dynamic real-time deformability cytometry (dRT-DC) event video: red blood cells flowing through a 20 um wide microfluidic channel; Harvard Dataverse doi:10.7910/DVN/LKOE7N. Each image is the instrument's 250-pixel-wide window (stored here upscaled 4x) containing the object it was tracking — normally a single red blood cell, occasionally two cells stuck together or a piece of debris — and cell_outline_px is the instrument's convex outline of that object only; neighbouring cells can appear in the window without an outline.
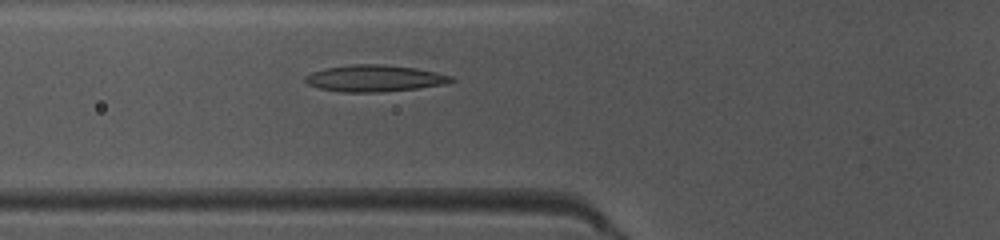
{"species": "common noctule bat (a hibernating species)", "species_latin": "Nyctalus noctula", "temperature_condition": "warm", "stored_images_in_passage": 43, "camera_frame_rate_fps": 3000, "um_per_image_px": 0.085, "animal": {"sex": "female", "body_mass_g": 10.0, "forearm_length_mm": 53.1}, "frame": {"image": 1, "passage_image": 18, "time_ms": 5.667, "image_size_px": [1000, 240], "cell_outline_px": [[456, 80], [444, 84], [416, 88], [380, 92], [344, 92], [320, 88], [308, 84], [304, 80], [304, 76], [312, 72], [324, 68], [352, 64], [380, 64], [416, 68], [436, 72], [452, 76]], "centroid_in_image_um": [31.82, 6.65], "position_along_channel_um": 94.0, "area_um2": 22.54}}
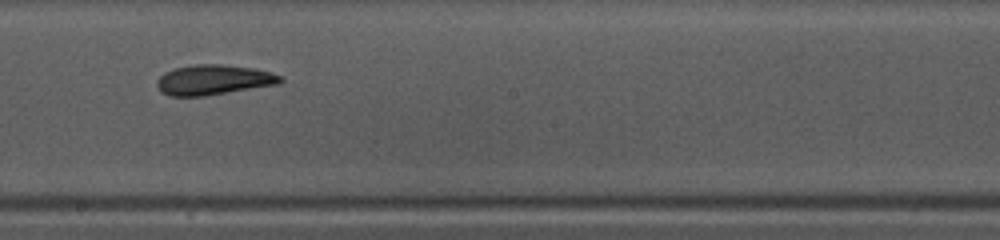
{"frame": {"image": 2, "passage_image": 28, "time_ms": 9.0, "image_size_px": [1000, 240], "cell_outline_px": [[284, 80], [280, 84], [204, 96], [168, 96], [160, 92], [156, 84], [156, 80], [164, 72], [172, 68], [192, 64], [224, 64], [256, 68], [272, 72], [280, 76]], "centroid_in_image_um": [18.14, 6.78], "position_along_channel_um": 230.1, "area_um2": 22.08}}
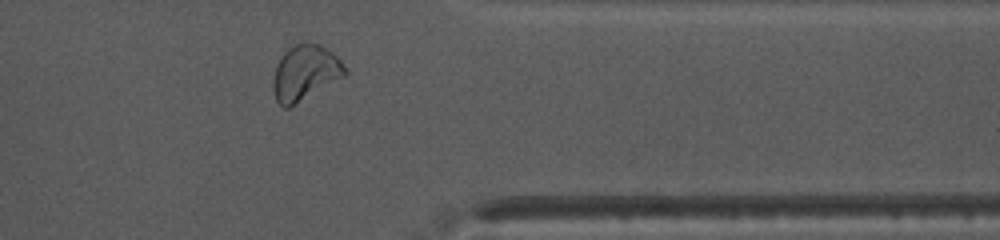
{"frame": {"image": 3, "passage_image": 40, "time_ms": 13.0, "image_size_px": [1000, 240], "cell_outline_px": [[348, 72], [344, 76], [288, 108], [284, 108], [276, 100], [272, 88], [272, 80], [276, 64], [280, 56], [288, 48], [300, 40], [304, 40], [320, 44], [332, 52], [340, 60]], "centroid_in_image_um": [25.9, 6.14], "position_along_channel_um": 385.5, "area_um2": 23.35}, "authors_computed_cell_mechanics": {"area_um2": 22.0796, "velocity_mm_per_s": 4.0604, "shape_relaxation_time_tau1_ms": 4.9316, "shape_relaxation_time_tau2_ms": 3.8994, "deformation_change_tau1": 0.1728, "deformation_change_tau2": 0.0787}}